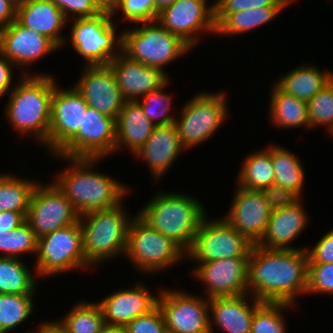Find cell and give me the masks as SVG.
<instances>
[{
  "label": "cell",
  "mask_w": 333,
  "mask_h": 333,
  "mask_svg": "<svg viewBox=\"0 0 333 333\" xmlns=\"http://www.w3.org/2000/svg\"><path fill=\"white\" fill-rule=\"evenodd\" d=\"M308 288L306 249H264L253 244L247 264L246 290L261 302L289 303Z\"/></svg>",
  "instance_id": "6da1fadb"
},
{
  "label": "cell",
  "mask_w": 333,
  "mask_h": 333,
  "mask_svg": "<svg viewBox=\"0 0 333 333\" xmlns=\"http://www.w3.org/2000/svg\"><path fill=\"white\" fill-rule=\"evenodd\" d=\"M68 162V167L56 173L53 182L64 193L79 215L106 210L125 202L131 187L121 184L111 175L95 170L102 158H72L52 155ZM70 163V165H69ZM70 166V167H69Z\"/></svg>",
  "instance_id": "7a4b0ae2"
},
{
  "label": "cell",
  "mask_w": 333,
  "mask_h": 333,
  "mask_svg": "<svg viewBox=\"0 0 333 333\" xmlns=\"http://www.w3.org/2000/svg\"><path fill=\"white\" fill-rule=\"evenodd\" d=\"M56 77L50 73L23 75L19 73L5 105V117L20 136L34 137L48 150L51 123V100Z\"/></svg>",
  "instance_id": "3957f363"
},
{
  "label": "cell",
  "mask_w": 333,
  "mask_h": 333,
  "mask_svg": "<svg viewBox=\"0 0 333 333\" xmlns=\"http://www.w3.org/2000/svg\"><path fill=\"white\" fill-rule=\"evenodd\" d=\"M171 191H159L137 215L187 252L207 211L193 195Z\"/></svg>",
  "instance_id": "277c9868"
},
{
  "label": "cell",
  "mask_w": 333,
  "mask_h": 333,
  "mask_svg": "<svg viewBox=\"0 0 333 333\" xmlns=\"http://www.w3.org/2000/svg\"><path fill=\"white\" fill-rule=\"evenodd\" d=\"M124 204L80 215L83 251L89 267L125 254L129 225L136 214L130 215Z\"/></svg>",
  "instance_id": "5b68a950"
},
{
  "label": "cell",
  "mask_w": 333,
  "mask_h": 333,
  "mask_svg": "<svg viewBox=\"0 0 333 333\" xmlns=\"http://www.w3.org/2000/svg\"><path fill=\"white\" fill-rule=\"evenodd\" d=\"M122 29V53L129 59L164 69L192 48L179 36L169 32L157 20L138 22Z\"/></svg>",
  "instance_id": "8992f818"
},
{
  "label": "cell",
  "mask_w": 333,
  "mask_h": 333,
  "mask_svg": "<svg viewBox=\"0 0 333 333\" xmlns=\"http://www.w3.org/2000/svg\"><path fill=\"white\" fill-rule=\"evenodd\" d=\"M114 19L107 10L93 17L71 19V39L66 38L63 46L70 41L84 58V66L109 65L122 52V32L117 33Z\"/></svg>",
  "instance_id": "52a82bcc"
},
{
  "label": "cell",
  "mask_w": 333,
  "mask_h": 333,
  "mask_svg": "<svg viewBox=\"0 0 333 333\" xmlns=\"http://www.w3.org/2000/svg\"><path fill=\"white\" fill-rule=\"evenodd\" d=\"M124 256L137 272L157 274L186 259V252L136 214L129 225Z\"/></svg>",
  "instance_id": "ba28073f"
},
{
  "label": "cell",
  "mask_w": 333,
  "mask_h": 333,
  "mask_svg": "<svg viewBox=\"0 0 333 333\" xmlns=\"http://www.w3.org/2000/svg\"><path fill=\"white\" fill-rule=\"evenodd\" d=\"M181 108L174 124L180 143L187 151L211 139L228 117L227 94L222 92H199ZM228 113V114H227Z\"/></svg>",
  "instance_id": "9c48e42d"
},
{
  "label": "cell",
  "mask_w": 333,
  "mask_h": 333,
  "mask_svg": "<svg viewBox=\"0 0 333 333\" xmlns=\"http://www.w3.org/2000/svg\"><path fill=\"white\" fill-rule=\"evenodd\" d=\"M36 256L37 278L55 277L76 269L89 270L79 221L38 238Z\"/></svg>",
  "instance_id": "30bf717a"
},
{
  "label": "cell",
  "mask_w": 333,
  "mask_h": 333,
  "mask_svg": "<svg viewBox=\"0 0 333 333\" xmlns=\"http://www.w3.org/2000/svg\"><path fill=\"white\" fill-rule=\"evenodd\" d=\"M253 246L244 235L234 229L225 218L201 221L191 248L186 252L190 262H209L228 258H249Z\"/></svg>",
  "instance_id": "8fae6325"
},
{
  "label": "cell",
  "mask_w": 333,
  "mask_h": 333,
  "mask_svg": "<svg viewBox=\"0 0 333 333\" xmlns=\"http://www.w3.org/2000/svg\"><path fill=\"white\" fill-rule=\"evenodd\" d=\"M116 120L87 107L78 132L56 153L72 158H104L115 153Z\"/></svg>",
  "instance_id": "7c38bea8"
},
{
  "label": "cell",
  "mask_w": 333,
  "mask_h": 333,
  "mask_svg": "<svg viewBox=\"0 0 333 333\" xmlns=\"http://www.w3.org/2000/svg\"><path fill=\"white\" fill-rule=\"evenodd\" d=\"M207 1L177 0L159 12L157 21L193 49L202 41L199 34L216 33L214 2Z\"/></svg>",
  "instance_id": "4fadbf2b"
},
{
  "label": "cell",
  "mask_w": 333,
  "mask_h": 333,
  "mask_svg": "<svg viewBox=\"0 0 333 333\" xmlns=\"http://www.w3.org/2000/svg\"><path fill=\"white\" fill-rule=\"evenodd\" d=\"M79 217L72 203L53 181L49 184L38 181L26 215V221L37 238L74 224Z\"/></svg>",
  "instance_id": "5bb4252c"
},
{
  "label": "cell",
  "mask_w": 333,
  "mask_h": 333,
  "mask_svg": "<svg viewBox=\"0 0 333 333\" xmlns=\"http://www.w3.org/2000/svg\"><path fill=\"white\" fill-rule=\"evenodd\" d=\"M158 307L168 333H210L209 298L164 288L160 289Z\"/></svg>",
  "instance_id": "9a60e30c"
},
{
  "label": "cell",
  "mask_w": 333,
  "mask_h": 333,
  "mask_svg": "<svg viewBox=\"0 0 333 333\" xmlns=\"http://www.w3.org/2000/svg\"><path fill=\"white\" fill-rule=\"evenodd\" d=\"M51 100V123L48 131V154H56L77 132L88 107L74 86L57 84Z\"/></svg>",
  "instance_id": "2e32d148"
},
{
  "label": "cell",
  "mask_w": 333,
  "mask_h": 333,
  "mask_svg": "<svg viewBox=\"0 0 333 333\" xmlns=\"http://www.w3.org/2000/svg\"><path fill=\"white\" fill-rule=\"evenodd\" d=\"M58 49L51 39L24 27L16 19L0 30V52L23 75H31L27 66L34 65V62L37 63Z\"/></svg>",
  "instance_id": "e0dca14e"
},
{
  "label": "cell",
  "mask_w": 333,
  "mask_h": 333,
  "mask_svg": "<svg viewBox=\"0 0 333 333\" xmlns=\"http://www.w3.org/2000/svg\"><path fill=\"white\" fill-rule=\"evenodd\" d=\"M249 258H228L196 262L190 272L206 288V298L247 294L246 273ZM195 267V268H194Z\"/></svg>",
  "instance_id": "ac0fdd59"
},
{
  "label": "cell",
  "mask_w": 333,
  "mask_h": 333,
  "mask_svg": "<svg viewBox=\"0 0 333 333\" xmlns=\"http://www.w3.org/2000/svg\"><path fill=\"white\" fill-rule=\"evenodd\" d=\"M74 87L89 107L117 120L125 100L109 65L83 66Z\"/></svg>",
  "instance_id": "d6986e66"
},
{
  "label": "cell",
  "mask_w": 333,
  "mask_h": 333,
  "mask_svg": "<svg viewBox=\"0 0 333 333\" xmlns=\"http://www.w3.org/2000/svg\"><path fill=\"white\" fill-rule=\"evenodd\" d=\"M271 212L259 190H248L237 186L230 209L224 218L251 243L257 244L266 231Z\"/></svg>",
  "instance_id": "ffe728a7"
},
{
  "label": "cell",
  "mask_w": 333,
  "mask_h": 333,
  "mask_svg": "<svg viewBox=\"0 0 333 333\" xmlns=\"http://www.w3.org/2000/svg\"><path fill=\"white\" fill-rule=\"evenodd\" d=\"M159 294L160 292L153 294L147 284L138 282L133 287L119 288L97 303L102 310L105 324L125 326L133 319L154 310L158 306Z\"/></svg>",
  "instance_id": "44dd1931"
},
{
  "label": "cell",
  "mask_w": 333,
  "mask_h": 333,
  "mask_svg": "<svg viewBox=\"0 0 333 333\" xmlns=\"http://www.w3.org/2000/svg\"><path fill=\"white\" fill-rule=\"evenodd\" d=\"M109 66L116 76L125 101H137L146 94L159 90L170 80L161 69L131 60L122 52Z\"/></svg>",
  "instance_id": "7402d4cb"
},
{
  "label": "cell",
  "mask_w": 333,
  "mask_h": 333,
  "mask_svg": "<svg viewBox=\"0 0 333 333\" xmlns=\"http://www.w3.org/2000/svg\"><path fill=\"white\" fill-rule=\"evenodd\" d=\"M261 303L249 293L238 296L210 298V333H215L214 329L216 327L217 329L219 327L220 331L223 330V333H250L255 309Z\"/></svg>",
  "instance_id": "603a6c76"
},
{
  "label": "cell",
  "mask_w": 333,
  "mask_h": 333,
  "mask_svg": "<svg viewBox=\"0 0 333 333\" xmlns=\"http://www.w3.org/2000/svg\"><path fill=\"white\" fill-rule=\"evenodd\" d=\"M181 152H186L180 143L176 125L155 126L152 135L144 145L132 155L147 163L154 181L163 178Z\"/></svg>",
  "instance_id": "cb8c5ba5"
},
{
  "label": "cell",
  "mask_w": 333,
  "mask_h": 333,
  "mask_svg": "<svg viewBox=\"0 0 333 333\" xmlns=\"http://www.w3.org/2000/svg\"><path fill=\"white\" fill-rule=\"evenodd\" d=\"M308 213L302 200L293 206L272 210L266 231L257 243L264 249L298 250L303 246H290L308 227Z\"/></svg>",
  "instance_id": "d4e9b609"
},
{
  "label": "cell",
  "mask_w": 333,
  "mask_h": 333,
  "mask_svg": "<svg viewBox=\"0 0 333 333\" xmlns=\"http://www.w3.org/2000/svg\"><path fill=\"white\" fill-rule=\"evenodd\" d=\"M16 20L24 27L51 39L60 49L66 37L62 31L69 22L52 0H27L16 11Z\"/></svg>",
  "instance_id": "484cf974"
},
{
  "label": "cell",
  "mask_w": 333,
  "mask_h": 333,
  "mask_svg": "<svg viewBox=\"0 0 333 333\" xmlns=\"http://www.w3.org/2000/svg\"><path fill=\"white\" fill-rule=\"evenodd\" d=\"M154 128L137 101H125L116 120L115 153L128 149L134 155L150 138Z\"/></svg>",
  "instance_id": "4316f807"
},
{
  "label": "cell",
  "mask_w": 333,
  "mask_h": 333,
  "mask_svg": "<svg viewBox=\"0 0 333 333\" xmlns=\"http://www.w3.org/2000/svg\"><path fill=\"white\" fill-rule=\"evenodd\" d=\"M281 77L274 83L283 92L308 102L333 79V73L314 65L299 64Z\"/></svg>",
  "instance_id": "83f0119b"
},
{
  "label": "cell",
  "mask_w": 333,
  "mask_h": 333,
  "mask_svg": "<svg viewBox=\"0 0 333 333\" xmlns=\"http://www.w3.org/2000/svg\"><path fill=\"white\" fill-rule=\"evenodd\" d=\"M270 94L269 119L281 129L306 127L309 130L307 102L283 92L275 83Z\"/></svg>",
  "instance_id": "f1b7e54d"
},
{
  "label": "cell",
  "mask_w": 333,
  "mask_h": 333,
  "mask_svg": "<svg viewBox=\"0 0 333 333\" xmlns=\"http://www.w3.org/2000/svg\"><path fill=\"white\" fill-rule=\"evenodd\" d=\"M237 185L248 190H261L274 184V169L271 159V145L251 152L242 161Z\"/></svg>",
  "instance_id": "f546056e"
},
{
  "label": "cell",
  "mask_w": 333,
  "mask_h": 333,
  "mask_svg": "<svg viewBox=\"0 0 333 333\" xmlns=\"http://www.w3.org/2000/svg\"><path fill=\"white\" fill-rule=\"evenodd\" d=\"M286 7H260L227 14L217 25L215 35L230 36L251 32L267 25Z\"/></svg>",
  "instance_id": "4dcf8cb0"
},
{
  "label": "cell",
  "mask_w": 333,
  "mask_h": 333,
  "mask_svg": "<svg viewBox=\"0 0 333 333\" xmlns=\"http://www.w3.org/2000/svg\"><path fill=\"white\" fill-rule=\"evenodd\" d=\"M271 159L274 184L296 191L303 198L305 171L299 157L281 145L271 144Z\"/></svg>",
  "instance_id": "1f68e13d"
},
{
  "label": "cell",
  "mask_w": 333,
  "mask_h": 333,
  "mask_svg": "<svg viewBox=\"0 0 333 333\" xmlns=\"http://www.w3.org/2000/svg\"><path fill=\"white\" fill-rule=\"evenodd\" d=\"M23 259L0 256V293L35 295L36 271L28 269ZM28 266V267H27ZM35 273V274H34Z\"/></svg>",
  "instance_id": "d6a6232c"
},
{
  "label": "cell",
  "mask_w": 333,
  "mask_h": 333,
  "mask_svg": "<svg viewBox=\"0 0 333 333\" xmlns=\"http://www.w3.org/2000/svg\"><path fill=\"white\" fill-rule=\"evenodd\" d=\"M38 182L14 173H0V212H20L25 218Z\"/></svg>",
  "instance_id": "836d02e7"
},
{
  "label": "cell",
  "mask_w": 333,
  "mask_h": 333,
  "mask_svg": "<svg viewBox=\"0 0 333 333\" xmlns=\"http://www.w3.org/2000/svg\"><path fill=\"white\" fill-rule=\"evenodd\" d=\"M87 302H77L59 320L69 333H101L105 325L102 310L97 301Z\"/></svg>",
  "instance_id": "e575fe53"
},
{
  "label": "cell",
  "mask_w": 333,
  "mask_h": 333,
  "mask_svg": "<svg viewBox=\"0 0 333 333\" xmlns=\"http://www.w3.org/2000/svg\"><path fill=\"white\" fill-rule=\"evenodd\" d=\"M33 297L35 296L0 293V333L14 331L31 317L35 310Z\"/></svg>",
  "instance_id": "d590c367"
},
{
  "label": "cell",
  "mask_w": 333,
  "mask_h": 333,
  "mask_svg": "<svg viewBox=\"0 0 333 333\" xmlns=\"http://www.w3.org/2000/svg\"><path fill=\"white\" fill-rule=\"evenodd\" d=\"M37 244L38 238L25 220L15 229L0 233V256L19 259L26 254L36 256Z\"/></svg>",
  "instance_id": "8d00e7d4"
},
{
  "label": "cell",
  "mask_w": 333,
  "mask_h": 333,
  "mask_svg": "<svg viewBox=\"0 0 333 333\" xmlns=\"http://www.w3.org/2000/svg\"><path fill=\"white\" fill-rule=\"evenodd\" d=\"M293 306L289 303L262 302L255 309L250 333H287L284 312L288 308L293 309Z\"/></svg>",
  "instance_id": "74e56055"
},
{
  "label": "cell",
  "mask_w": 333,
  "mask_h": 333,
  "mask_svg": "<svg viewBox=\"0 0 333 333\" xmlns=\"http://www.w3.org/2000/svg\"><path fill=\"white\" fill-rule=\"evenodd\" d=\"M170 80L163 85L159 90L146 94L143 98L137 100L141 105L144 115L154 126H165L173 124L176 115L169 114L173 96L170 92L166 93ZM169 111V112H168Z\"/></svg>",
  "instance_id": "f35d334b"
},
{
  "label": "cell",
  "mask_w": 333,
  "mask_h": 333,
  "mask_svg": "<svg viewBox=\"0 0 333 333\" xmlns=\"http://www.w3.org/2000/svg\"><path fill=\"white\" fill-rule=\"evenodd\" d=\"M309 130L333 126V79L307 102Z\"/></svg>",
  "instance_id": "ab89813d"
},
{
  "label": "cell",
  "mask_w": 333,
  "mask_h": 333,
  "mask_svg": "<svg viewBox=\"0 0 333 333\" xmlns=\"http://www.w3.org/2000/svg\"><path fill=\"white\" fill-rule=\"evenodd\" d=\"M111 15H120L122 22L129 24L153 21L156 20V0H118Z\"/></svg>",
  "instance_id": "60d3db41"
},
{
  "label": "cell",
  "mask_w": 333,
  "mask_h": 333,
  "mask_svg": "<svg viewBox=\"0 0 333 333\" xmlns=\"http://www.w3.org/2000/svg\"><path fill=\"white\" fill-rule=\"evenodd\" d=\"M333 295V263H308L307 294Z\"/></svg>",
  "instance_id": "b9f144b4"
},
{
  "label": "cell",
  "mask_w": 333,
  "mask_h": 333,
  "mask_svg": "<svg viewBox=\"0 0 333 333\" xmlns=\"http://www.w3.org/2000/svg\"><path fill=\"white\" fill-rule=\"evenodd\" d=\"M284 0H215L216 25L229 13L260 7H288Z\"/></svg>",
  "instance_id": "7bdbcfd3"
},
{
  "label": "cell",
  "mask_w": 333,
  "mask_h": 333,
  "mask_svg": "<svg viewBox=\"0 0 333 333\" xmlns=\"http://www.w3.org/2000/svg\"><path fill=\"white\" fill-rule=\"evenodd\" d=\"M127 333H168L165 320L157 306L150 313L133 319L125 325Z\"/></svg>",
  "instance_id": "ee69618b"
},
{
  "label": "cell",
  "mask_w": 333,
  "mask_h": 333,
  "mask_svg": "<svg viewBox=\"0 0 333 333\" xmlns=\"http://www.w3.org/2000/svg\"><path fill=\"white\" fill-rule=\"evenodd\" d=\"M69 21L76 18L93 17L103 10L94 0H52ZM72 16V17H71Z\"/></svg>",
  "instance_id": "f6af8a7d"
},
{
  "label": "cell",
  "mask_w": 333,
  "mask_h": 333,
  "mask_svg": "<svg viewBox=\"0 0 333 333\" xmlns=\"http://www.w3.org/2000/svg\"><path fill=\"white\" fill-rule=\"evenodd\" d=\"M260 192L271 210L293 206L302 200V197L296 191L286 189L277 184H271L262 188Z\"/></svg>",
  "instance_id": "bcb514c9"
},
{
  "label": "cell",
  "mask_w": 333,
  "mask_h": 333,
  "mask_svg": "<svg viewBox=\"0 0 333 333\" xmlns=\"http://www.w3.org/2000/svg\"><path fill=\"white\" fill-rule=\"evenodd\" d=\"M316 245L307 248L308 263H333V228Z\"/></svg>",
  "instance_id": "7dc6e473"
},
{
  "label": "cell",
  "mask_w": 333,
  "mask_h": 333,
  "mask_svg": "<svg viewBox=\"0 0 333 333\" xmlns=\"http://www.w3.org/2000/svg\"><path fill=\"white\" fill-rule=\"evenodd\" d=\"M16 66L11 63L1 52H0V98L8 95L10 89L12 90L16 82L13 81V71ZM13 82L15 84H13Z\"/></svg>",
  "instance_id": "c3c4849f"
},
{
  "label": "cell",
  "mask_w": 333,
  "mask_h": 333,
  "mask_svg": "<svg viewBox=\"0 0 333 333\" xmlns=\"http://www.w3.org/2000/svg\"><path fill=\"white\" fill-rule=\"evenodd\" d=\"M26 218L20 213L15 211L0 212V233L9 232L21 225Z\"/></svg>",
  "instance_id": "681fc988"
},
{
  "label": "cell",
  "mask_w": 333,
  "mask_h": 333,
  "mask_svg": "<svg viewBox=\"0 0 333 333\" xmlns=\"http://www.w3.org/2000/svg\"><path fill=\"white\" fill-rule=\"evenodd\" d=\"M16 19V10L7 0H0V30L9 26Z\"/></svg>",
  "instance_id": "f907efd6"
},
{
  "label": "cell",
  "mask_w": 333,
  "mask_h": 333,
  "mask_svg": "<svg viewBox=\"0 0 333 333\" xmlns=\"http://www.w3.org/2000/svg\"><path fill=\"white\" fill-rule=\"evenodd\" d=\"M33 333H69L59 321H44L36 326Z\"/></svg>",
  "instance_id": "816d5d0a"
},
{
  "label": "cell",
  "mask_w": 333,
  "mask_h": 333,
  "mask_svg": "<svg viewBox=\"0 0 333 333\" xmlns=\"http://www.w3.org/2000/svg\"><path fill=\"white\" fill-rule=\"evenodd\" d=\"M101 333H127L125 326L107 325L105 324Z\"/></svg>",
  "instance_id": "f5cc1de1"
},
{
  "label": "cell",
  "mask_w": 333,
  "mask_h": 333,
  "mask_svg": "<svg viewBox=\"0 0 333 333\" xmlns=\"http://www.w3.org/2000/svg\"><path fill=\"white\" fill-rule=\"evenodd\" d=\"M102 10L111 11L118 0H94Z\"/></svg>",
  "instance_id": "db71d44e"
},
{
  "label": "cell",
  "mask_w": 333,
  "mask_h": 333,
  "mask_svg": "<svg viewBox=\"0 0 333 333\" xmlns=\"http://www.w3.org/2000/svg\"><path fill=\"white\" fill-rule=\"evenodd\" d=\"M176 1L177 0H156V20L160 11H162L164 8L170 6Z\"/></svg>",
  "instance_id": "11a10c76"
},
{
  "label": "cell",
  "mask_w": 333,
  "mask_h": 333,
  "mask_svg": "<svg viewBox=\"0 0 333 333\" xmlns=\"http://www.w3.org/2000/svg\"><path fill=\"white\" fill-rule=\"evenodd\" d=\"M7 1L17 11L26 3L27 0H7Z\"/></svg>",
  "instance_id": "9f6ffc18"
},
{
  "label": "cell",
  "mask_w": 333,
  "mask_h": 333,
  "mask_svg": "<svg viewBox=\"0 0 333 333\" xmlns=\"http://www.w3.org/2000/svg\"><path fill=\"white\" fill-rule=\"evenodd\" d=\"M286 3H288L289 5H291L292 4V2L293 1H295V0H284Z\"/></svg>",
  "instance_id": "6f0895ef"
},
{
  "label": "cell",
  "mask_w": 333,
  "mask_h": 333,
  "mask_svg": "<svg viewBox=\"0 0 333 333\" xmlns=\"http://www.w3.org/2000/svg\"><path fill=\"white\" fill-rule=\"evenodd\" d=\"M329 134H331L332 135V137H333V126L329 129Z\"/></svg>",
  "instance_id": "680465c9"
},
{
  "label": "cell",
  "mask_w": 333,
  "mask_h": 333,
  "mask_svg": "<svg viewBox=\"0 0 333 333\" xmlns=\"http://www.w3.org/2000/svg\"><path fill=\"white\" fill-rule=\"evenodd\" d=\"M32 331H30V329H29V331H27L26 333H33L34 331H35V329L33 330V329H31Z\"/></svg>",
  "instance_id": "91938a15"
}]
</instances>
